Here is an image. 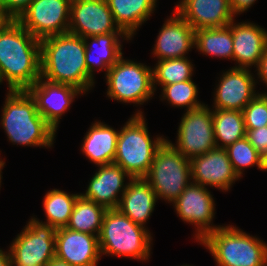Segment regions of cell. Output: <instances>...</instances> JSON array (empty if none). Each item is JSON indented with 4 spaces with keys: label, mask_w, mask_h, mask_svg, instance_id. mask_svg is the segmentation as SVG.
Here are the masks:
<instances>
[{
    "label": "cell",
    "mask_w": 267,
    "mask_h": 266,
    "mask_svg": "<svg viewBox=\"0 0 267 266\" xmlns=\"http://www.w3.org/2000/svg\"><path fill=\"white\" fill-rule=\"evenodd\" d=\"M0 68L9 92L28 90L41 76L40 40L17 20L0 30Z\"/></svg>",
    "instance_id": "obj_2"
},
{
    "label": "cell",
    "mask_w": 267,
    "mask_h": 266,
    "mask_svg": "<svg viewBox=\"0 0 267 266\" xmlns=\"http://www.w3.org/2000/svg\"><path fill=\"white\" fill-rule=\"evenodd\" d=\"M246 138L263 157L267 154V127L246 130Z\"/></svg>",
    "instance_id": "obj_34"
},
{
    "label": "cell",
    "mask_w": 267,
    "mask_h": 266,
    "mask_svg": "<svg viewBox=\"0 0 267 266\" xmlns=\"http://www.w3.org/2000/svg\"><path fill=\"white\" fill-rule=\"evenodd\" d=\"M225 149L234 171L239 177L243 174L241 170L245 167L257 165L259 169L263 170V156L256 151L246 137Z\"/></svg>",
    "instance_id": "obj_31"
},
{
    "label": "cell",
    "mask_w": 267,
    "mask_h": 266,
    "mask_svg": "<svg viewBox=\"0 0 267 266\" xmlns=\"http://www.w3.org/2000/svg\"><path fill=\"white\" fill-rule=\"evenodd\" d=\"M98 236L70 230L56 229L55 257L72 266H97L100 259Z\"/></svg>",
    "instance_id": "obj_15"
},
{
    "label": "cell",
    "mask_w": 267,
    "mask_h": 266,
    "mask_svg": "<svg viewBox=\"0 0 267 266\" xmlns=\"http://www.w3.org/2000/svg\"><path fill=\"white\" fill-rule=\"evenodd\" d=\"M220 80L215 92V109L242 111L258 95L249 69L232 67Z\"/></svg>",
    "instance_id": "obj_17"
},
{
    "label": "cell",
    "mask_w": 267,
    "mask_h": 266,
    "mask_svg": "<svg viewBox=\"0 0 267 266\" xmlns=\"http://www.w3.org/2000/svg\"><path fill=\"white\" fill-rule=\"evenodd\" d=\"M11 20L0 5V30Z\"/></svg>",
    "instance_id": "obj_39"
},
{
    "label": "cell",
    "mask_w": 267,
    "mask_h": 266,
    "mask_svg": "<svg viewBox=\"0 0 267 266\" xmlns=\"http://www.w3.org/2000/svg\"><path fill=\"white\" fill-rule=\"evenodd\" d=\"M201 244L209 249L218 266H264L267 263L265 242L232 225L214 230Z\"/></svg>",
    "instance_id": "obj_6"
},
{
    "label": "cell",
    "mask_w": 267,
    "mask_h": 266,
    "mask_svg": "<svg viewBox=\"0 0 267 266\" xmlns=\"http://www.w3.org/2000/svg\"><path fill=\"white\" fill-rule=\"evenodd\" d=\"M213 114L214 136L217 148H227L246 137V128L242 111L215 109ZM222 142L221 146L218 144Z\"/></svg>",
    "instance_id": "obj_27"
},
{
    "label": "cell",
    "mask_w": 267,
    "mask_h": 266,
    "mask_svg": "<svg viewBox=\"0 0 267 266\" xmlns=\"http://www.w3.org/2000/svg\"><path fill=\"white\" fill-rule=\"evenodd\" d=\"M193 65L187 57L158 61L153 69V86L157 82L161 86L190 80Z\"/></svg>",
    "instance_id": "obj_30"
},
{
    "label": "cell",
    "mask_w": 267,
    "mask_h": 266,
    "mask_svg": "<svg viewBox=\"0 0 267 266\" xmlns=\"http://www.w3.org/2000/svg\"><path fill=\"white\" fill-rule=\"evenodd\" d=\"M129 182L117 209L134 223L145 227L143 225L154 211L158 200L156 193L143 178L131 179Z\"/></svg>",
    "instance_id": "obj_22"
},
{
    "label": "cell",
    "mask_w": 267,
    "mask_h": 266,
    "mask_svg": "<svg viewBox=\"0 0 267 266\" xmlns=\"http://www.w3.org/2000/svg\"><path fill=\"white\" fill-rule=\"evenodd\" d=\"M189 161L191 180H194L192 183L227 191L240 178L234 171L226 149L216 147Z\"/></svg>",
    "instance_id": "obj_14"
},
{
    "label": "cell",
    "mask_w": 267,
    "mask_h": 266,
    "mask_svg": "<svg viewBox=\"0 0 267 266\" xmlns=\"http://www.w3.org/2000/svg\"><path fill=\"white\" fill-rule=\"evenodd\" d=\"M1 124L12 143L51 147L56 130L40 115L27 90L8 92Z\"/></svg>",
    "instance_id": "obj_3"
},
{
    "label": "cell",
    "mask_w": 267,
    "mask_h": 266,
    "mask_svg": "<svg viewBox=\"0 0 267 266\" xmlns=\"http://www.w3.org/2000/svg\"><path fill=\"white\" fill-rule=\"evenodd\" d=\"M106 210L105 207L79 195L66 228L91 235L97 232L96 235L99 236Z\"/></svg>",
    "instance_id": "obj_26"
},
{
    "label": "cell",
    "mask_w": 267,
    "mask_h": 266,
    "mask_svg": "<svg viewBox=\"0 0 267 266\" xmlns=\"http://www.w3.org/2000/svg\"><path fill=\"white\" fill-rule=\"evenodd\" d=\"M246 130L267 126V94H259L242 110Z\"/></svg>",
    "instance_id": "obj_33"
},
{
    "label": "cell",
    "mask_w": 267,
    "mask_h": 266,
    "mask_svg": "<svg viewBox=\"0 0 267 266\" xmlns=\"http://www.w3.org/2000/svg\"><path fill=\"white\" fill-rule=\"evenodd\" d=\"M175 11L194 30L225 27L234 21L230 0H182Z\"/></svg>",
    "instance_id": "obj_18"
},
{
    "label": "cell",
    "mask_w": 267,
    "mask_h": 266,
    "mask_svg": "<svg viewBox=\"0 0 267 266\" xmlns=\"http://www.w3.org/2000/svg\"><path fill=\"white\" fill-rule=\"evenodd\" d=\"M163 99L176 107H187V111L199 108L204 104L197 101L198 89L196 84L190 79L162 86Z\"/></svg>",
    "instance_id": "obj_32"
},
{
    "label": "cell",
    "mask_w": 267,
    "mask_h": 266,
    "mask_svg": "<svg viewBox=\"0 0 267 266\" xmlns=\"http://www.w3.org/2000/svg\"><path fill=\"white\" fill-rule=\"evenodd\" d=\"M256 0H230L233 14H240L253 5Z\"/></svg>",
    "instance_id": "obj_36"
},
{
    "label": "cell",
    "mask_w": 267,
    "mask_h": 266,
    "mask_svg": "<svg viewBox=\"0 0 267 266\" xmlns=\"http://www.w3.org/2000/svg\"><path fill=\"white\" fill-rule=\"evenodd\" d=\"M0 266H13L10 252L7 254L0 249Z\"/></svg>",
    "instance_id": "obj_38"
},
{
    "label": "cell",
    "mask_w": 267,
    "mask_h": 266,
    "mask_svg": "<svg viewBox=\"0 0 267 266\" xmlns=\"http://www.w3.org/2000/svg\"><path fill=\"white\" fill-rule=\"evenodd\" d=\"M79 195H70L57 189L47 192L43 202L48 221L45 224H49L55 229L66 227L70 220L75 201Z\"/></svg>",
    "instance_id": "obj_29"
},
{
    "label": "cell",
    "mask_w": 267,
    "mask_h": 266,
    "mask_svg": "<svg viewBox=\"0 0 267 266\" xmlns=\"http://www.w3.org/2000/svg\"><path fill=\"white\" fill-rule=\"evenodd\" d=\"M4 164H5V162L4 161H2V160H0V185H1V170H2V168H3V166H4Z\"/></svg>",
    "instance_id": "obj_42"
},
{
    "label": "cell",
    "mask_w": 267,
    "mask_h": 266,
    "mask_svg": "<svg viewBox=\"0 0 267 266\" xmlns=\"http://www.w3.org/2000/svg\"><path fill=\"white\" fill-rule=\"evenodd\" d=\"M56 229L32 218L10 247L14 266H46L55 258Z\"/></svg>",
    "instance_id": "obj_9"
},
{
    "label": "cell",
    "mask_w": 267,
    "mask_h": 266,
    "mask_svg": "<svg viewBox=\"0 0 267 266\" xmlns=\"http://www.w3.org/2000/svg\"><path fill=\"white\" fill-rule=\"evenodd\" d=\"M177 214L188 223L196 224L198 241L221 226H210L214 217V200L205 186L190 183L173 202Z\"/></svg>",
    "instance_id": "obj_13"
},
{
    "label": "cell",
    "mask_w": 267,
    "mask_h": 266,
    "mask_svg": "<svg viewBox=\"0 0 267 266\" xmlns=\"http://www.w3.org/2000/svg\"><path fill=\"white\" fill-rule=\"evenodd\" d=\"M99 167V171L91 178L86 193L80 195L106 209H115L120 202L119 192L121 191L122 195L127 188V184L124 185L123 183L125 176L129 180L132 178L115 163L104 164Z\"/></svg>",
    "instance_id": "obj_20"
},
{
    "label": "cell",
    "mask_w": 267,
    "mask_h": 266,
    "mask_svg": "<svg viewBox=\"0 0 267 266\" xmlns=\"http://www.w3.org/2000/svg\"><path fill=\"white\" fill-rule=\"evenodd\" d=\"M85 51L84 39L69 32L40 40V77L86 93L94 80L86 67Z\"/></svg>",
    "instance_id": "obj_1"
},
{
    "label": "cell",
    "mask_w": 267,
    "mask_h": 266,
    "mask_svg": "<svg viewBox=\"0 0 267 266\" xmlns=\"http://www.w3.org/2000/svg\"><path fill=\"white\" fill-rule=\"evenodd\" d=\"M68 32L85 38L123 31L117 27L106 0H77L71 2Z\"/></svg>",
    "instance_id": "obj_12"
},
{
    "label": "cell",
    "mask_w": 267,
    "mask_h": 266,
    "mask_svg": "<svg viewBox=\"0 0 267 266\" xmlns=\"http://www.w3.org/2000/svg\"><path fill=\"white\" fill-rule=\"evenodd\" d=\"M27 91L34 98L40 115L55 130L76 95L83 93L74 86L45 81L41 77Z\"/></svg>",
    "instance_id": "obj_16"
},
{
    "label": "cell",
    "mask_w": 267,
    "mask_h": 266,
    "mask_svg": "<svg viewBox=\"0 0 267 266\" xmlns=\"http://www.w3.org/2000/svg\"><path fill=\"white\" fill-rule=\"evenodd\" d=\"M257 68L261 81H264L267 85V47L264 51V55L259 60Z\"/></svg>",
    "instance_id": "obj_37"
},
{
    "label": "cell",
    "mask_w": 267,
    "mask_h": 266,
    "mask_svg": "<svg viewBox=\"0 0 267 266\" xmlns=\"http://www.w3.org/2000/svg\"><path fill=\"white\" fill-rule=\"evenodd\" d=\"M126 39L130 40V37L125 34L124 32H113L103 35H96L92 37H85L84 42L86 46L85 51V61H86V67L88 70L89 75L93 78V71L95 70V66L102 70H109L110 67H112L121 57V42L119 41V36H124ZM88 39H90L92 42L88 43ZM90 44V45H89ZM99 47L98 52H95V56L93 55V49L95 46ZM93 55V56H92Z\"/></svg>",
    "instance_id": "obj_23"
},
{
    "label": "cell",
    "mask_w": 267,
    "mask_h": 266,
    "mask_svg": "<svg viewBox=\"0 0 267 266\" xmlns=\"http://www.w3.org/2000/svg\"><path fill=\"white\" fill-rule=\"evenodd\" d=\"M137 112L119 131L113 163L119 165L132 179L144 178L154 160L157 149L166 140L150 139L145 118Z\"/></svg>",
    "instance_id": "obj_4"
},
{
    "label": "cell",
    "mask_w": 267,
    "mask_h": 266,
    "mask_svg": "<svg viewBox=\"0 0 267 266\" xmlns=\"http://www.w3.org/2000/svg\"><path fill=\"white\" fill-rule=\"evenodd\" d=\"M195 46L205 55L233 60L231 23L225 27L195 30Z\"/></svg>",
    "instance_id": "obj_28"
},
{
    "label": "cell",
    "mask_w": 267,
    "mask_h": 266,
    "mask_svg": "<svg viewBox=\"0 0 267 266\" xmlns=\"http://www.w3.org/2000/svg\"><path fill=\"white\" fill-rule=\"evenodd\" d=\"M3 78L5 79L2 69L0 68V83H2V81L4 80Z\"/></svg>",
    "instance_id": "obj_43"
},
{
    "label": "cell",
    "mask_w": 267,
    "mask_h": 266,
    "mask_svg": "<svg viewBox=\"0 0 267 266\" xmlns=\"http://www.w3.org/2000/svg\"><path fill=\"white\" fill-rule=\"evenodd\" d=\"M113 19L130 38L139 25L147 21L156 7L157 0H106Z\"/></svg>",
    "instance_id": "obj_25"
},
{
    "label": "cell",
    "mask_w": 267,
    "mask_h": 266,
    "mask_svg": "<svg viewBox=\"0 0 267 266\" xmlns=\"http://www.w3.org/2000/svg\"><path fill=\"white\" fill-rule=\"evenodd\" d=\"M143 179L152 187L157 198L174 202L190 184V161L169 140H165L157 149Z\"/></svg>",
    "instance_id": "obj_7"
},
{
    "label": "cell",
    "mask_w": 267,
    "mask_h": 266,
    "mask_svg": "<svg viewBox=\"0 0 267 266\" xmlns=\"http://www.w3.org/2000/svg\"><path fill=\"white\" fill-rule=\"evenodd\" d=\"M263 170H267V154L263 157Z\"/></svg>",
    "instance_id": "obj_41"
},
{
    "label": "cell",
    "mask_w": 267,
    "mask_h": 266,
    "mask_svg": "<svg viewBox=\"0 0 267 266\" xmlns=\"http://www.w3.org/2000/svg\"><path fill=\"white\" fill-rule=\"evenodd\" d=\"M71 2L68 0H33L17 21L35 38L69 31Z\"/></svg>",
    "instance_id": "obj_10"
},
{
    "label": "cell",
    "mask_w": 267,
    "mask_h": 266,
    "mask_svg": "<svg viewBox=\"0 0 267 266\" xmlns=\"http://www.w3.org/2000/svg\"><path fill=\"white\" fill-rule=\"evenodd\" d=\"M231 22L233 38V60L239 63L236 68L258 66L267 47V32L254 23Z\"/></svg>",
    "instance_id": "obj_21"
},
{
    "label": "cell",
    "mask_w": 267,
    "mask_h": 266,
    "mask_svg": "<svg viewBox=\"0 0 267 266\" xmlns=\"http://www.w3.org/2000/svg\"><path fill=\"white\" fill-rule=\"evenodd\" d=\"M32 1L33 0H0V5L11 19L17 20Z\"/></svg>",
    "instance_id": "obj_35"
},
{
    "label": "cell",
    "mask_w": 267,
    "mask_h": 266,
    "mask_svg": "<svg viewBox=\"0 0 267 266\" xmlns=\"http://www.w3.org/2000/svg\"><path fill=\"white\" fill-rule=\"evenodd\" d=\"M118 134L119 131L98 121L84 137L82 152L98 166L111 164L115 159Z\"/></svg>",
    "instance_id": "obj_24"
},
{
    "label": "cell",
    "mask_w": 267,
    "mask_h": 266,
    "mask_svg": "<svg viewBox=\"0 0 267 266\" xmlns=\"http://www.w3.org/2000/svg\"><path fill=\"white\" fill-rule=\"evenodd\" d=\"M177 146L173 147L188 160L217 147L212 111L203 105L187 111L180 122Z\"/></svg>",
    "instance_id": "obj_11"
},
{
    "label": "cell",
    "mask_w": 267,
    "mask_h": 266,
    "mask_svg": "<svg viewBox=\"0 0 267 266\" xmlns=\"http://www.w3.org/2000/svg\"><path fill=\"white\" fill-rule=\"evenodd\" d=\"M46 266H72V265H70L67 262L61 261L55 257Z\"/></svg>",
    "instance_id": "obj_40"
},
{
    "label": "cell",
    "mask_w": 267,
    "mask_h": 266,
    "mask_svg": "<svg viewBox=\"0 0 267 266\" xmlns=\"http://www.w3.org/2000/svg\"><path fill=\"white\" fill-rule=\"evenodd\" d=\"M107 95L124 103L142 104L149 100L156 88L153 70L141 63L124 60L123 56L107 71Z\"/></svg>",
    "instance_id": "obj_8"
},
{
    "label": "cell",
    "mask_w": 267,
    "mask_h": 266,
    "mask_svg": "<svg viewBox=\"0 0 267 266\" xmlns=\"http://www.w3.org/2000/svg\"><path fill=\"white\" fill-rule=\"evenodd\" d=\"M174 15L159 31L153 51L158 61L185 57L184 54L195 45V30L176 11Z\"/></svg>",
    "instance_id": "obj_19"
},
{
    "label": "cell",
    "mask_w": 267,
    "mask_h": 266,
    "mask_svg": "<svg viewBox=\"0 0 267 266\" xmlns=\"http://www.w3.org/2000/svg\"><path fill=\"white\" fill-rule=\"evenodd\" d=\"M151 235L117 208L107 209L98 236L100 254L147 260Z\"/></svg>",
    "instance_id": "obj_5"
}]
</instances>
